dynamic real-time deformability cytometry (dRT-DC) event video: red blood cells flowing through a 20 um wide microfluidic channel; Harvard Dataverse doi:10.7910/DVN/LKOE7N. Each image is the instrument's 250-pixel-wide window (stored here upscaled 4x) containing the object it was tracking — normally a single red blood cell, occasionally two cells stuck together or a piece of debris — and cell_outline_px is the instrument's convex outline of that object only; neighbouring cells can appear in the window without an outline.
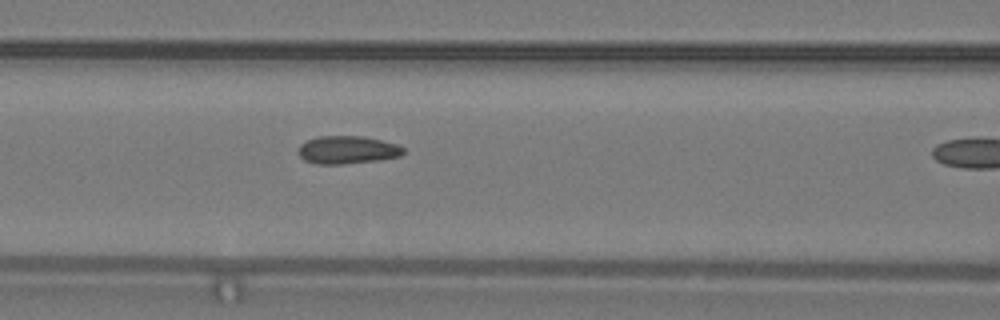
{"species": "common noctule bat (a hibernating species)", "species_latin": "Nyctalus noctula", "temperature_condition": "warm", "stored_images_in_passage": 7, "camera_frame_rate_fps": 3000, "um_per_image_px": 0.085, "animal": {"sex": "male", "body_mass_g": 19.2, "forearm_length_mm": 51.8}, "frame": {"image": 1, "passage_image": 6, "time_ms": 1.667, "image_size_px": [1000, 320], "cell_outline_px": [[404, 152], [400, 156], [380, 160], [344, 164], [316, 164], [304, 160], [296, 152], [300, 144], [308, 140], [320, 136], [364, 136], [396, 144], [404, 148]], "centroid_in_image_um": [29.5, 12.75], "position_along_channel_um": 137.1, "area_um2": 17.17}}